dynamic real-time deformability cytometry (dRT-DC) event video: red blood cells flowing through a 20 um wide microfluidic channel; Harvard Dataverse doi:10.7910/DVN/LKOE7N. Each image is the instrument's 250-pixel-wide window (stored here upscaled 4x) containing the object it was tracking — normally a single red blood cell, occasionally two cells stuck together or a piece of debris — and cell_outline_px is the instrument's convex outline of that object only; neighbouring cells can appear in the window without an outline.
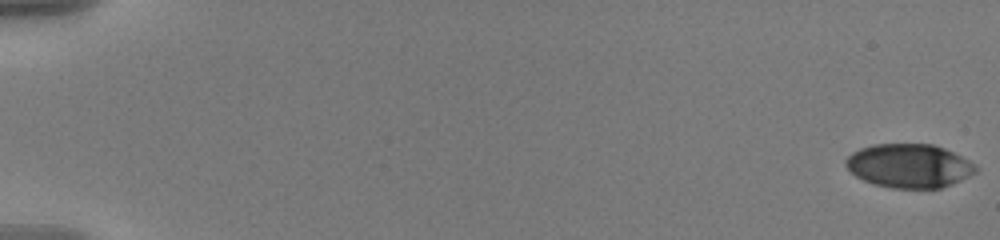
{"species": "human", "species_latin": "Homo sapiens", "temperature_condition": "warm", "stored_images_in_passage": 58, "camera_frame_rate_fps": 3000, "um_per_image_px": 0.085, "donor": {"sex": "male"}, "frame": {"image": 1, "passage_image": 1, "time_ms": 0.0, "image_size_px": [1000, 240], "cell_outline_px": [[980, 168], [976, 172], [952, 184], [940, 188], [892, 188], [872, 184], [856, 176], [844, 164], [844, 160], [852, 152], [860, 148], [872, 144], [932, 144], [944, 148], [976, 164]], "centroid_in_image_um": [77.27, 14.09], "position_along_channel_um": 7.7, "area_um2": 33.23}}
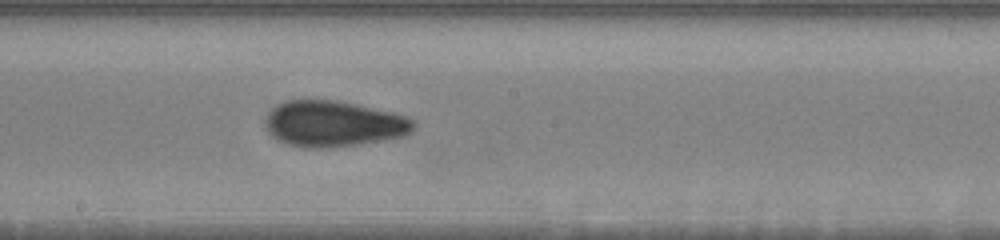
{"frame": {"image": 2, "passage_image": 34, "time_ms": 11.0, "image_size_px": [1000, 240], "cell_outline_px": [[416, 128], [408, 136], [384, 140], [356, 144], [324, 148], [308, 148], [288, 144], [276, 140], [268, 132], [264, 120], [268, 112], [276, 104], [284, 100], [336, 100], [356, 104], [392, 112], [416, 120]], "centroid_in_image_um": [28.36, 10.52], "position_along_channel_um": 219.8, "area_um2": 40.06}}
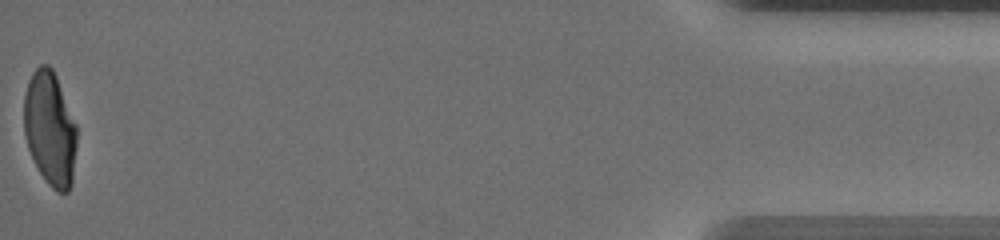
{"frame": {"image": 3, "passage_image": 58, "time_ms": 19.0, "image_size_px": [1000, 240], "cell_outline_px": [[76, 148], [72, 180], [68, 192], [56, 192], [48, 184], [40, 172], [28, 148], [24, 136], [24, 96], [28, 80], [32, 72], [40, 64], [48, 64], [52, 68], [56, 76], [76, 124]], "centroid_in_image_um": [4.24, 10.92], "position_along_channel_um": 431.0, "area_um2": 35.08}, "authors_computed_cell_mechanics": {"area_um2": 36.5007, "velocity_mm_per_s": 3.6301, "shape_relaxation_time_tau1_ms": 4.2178, "shape_relaxation_time_tau2_ms": 1.4901, "deformation_change_tau1": 0.1751, "deformation_change_tau2": 0.0685}}